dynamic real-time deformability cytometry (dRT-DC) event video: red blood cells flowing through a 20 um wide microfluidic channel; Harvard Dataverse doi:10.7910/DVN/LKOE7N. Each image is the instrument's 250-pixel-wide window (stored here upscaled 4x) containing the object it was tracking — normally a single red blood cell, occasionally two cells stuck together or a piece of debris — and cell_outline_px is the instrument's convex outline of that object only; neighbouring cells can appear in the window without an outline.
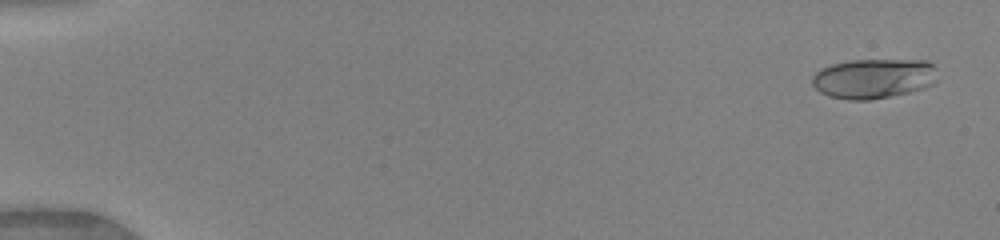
{"species": "human", "species_latin": "Homo sapiens", "temperature_condition": "warm", "stored_images_in_passage": 49, "camera_frame_rate_fps": 3000, "um_per_image_px": 0.085, "donor": {"sex": "female"}, "frame": {"image": 1, "passage_image": 2, "time_ms": 0.333, "image_size_px": [1000, 240], "cell_outline_px": [[936, 80], [932, 84], [924, 88], [892, 96], [868, 100], [848, 100], [828, 96], [820, 92], [812, 84], [812, 76], [820, 68], [832, 64], [852, 60], [928, 60], [936, 68]], "centroid_in_image_um": [74.25, 6.67], "position_along_channel_um": 10.8, "area_um2": 29.25}}
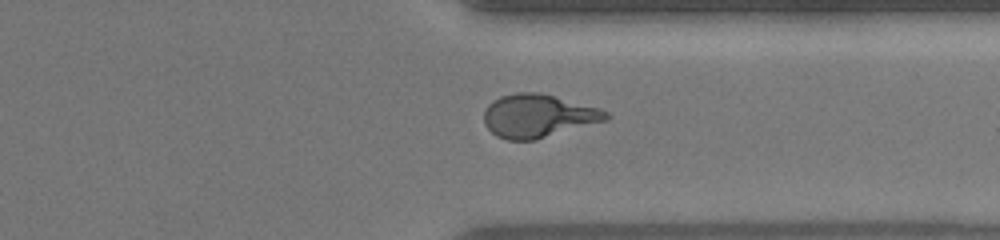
{"frame": {"image": 2, "passage_image": 39, "time_ms": 12.667, "image_size_px": [1000, 240], "cell_outline_px": [[612, 116], [608, 120], [536, 140], [508, 140], [496, 136], [484, 124], [484, 112], [488, 104], [492, 100], [500, 96], [516, 92], [536, 92], [600, 108], [608, 112]], "centroid_in_image_um": [45.74, 9.86], "position_along_channel_um": 365.7, "area_um2": 30.81}}
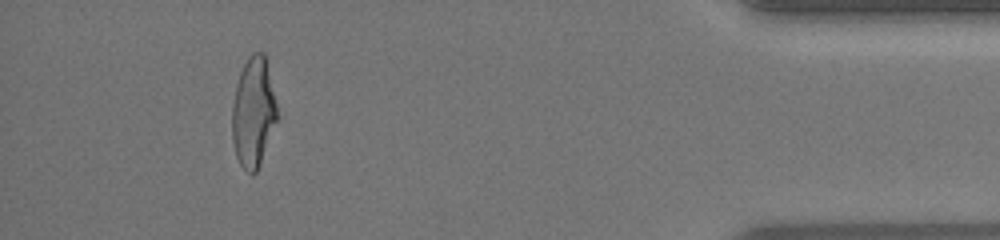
{"frame": {"image": 3, "passage_image": 46, "time_ms": 15.0, "image_size_px": [1000, 240], "cell_outline_px": [[280, 116], [260, 164], [256, 172], [252, 176], [240, 164], [236, 156], [232, 140], [232, 104], [236, 84], [240, 72], [248, 56], [252, 52], [264, 52]], "centroid_in_image_um": [21.55, 9.55], "position_along_channel_um": 413.6, "area_um2": 29.3}, "authors_computed_cell_mechanics": {"area_um2": 29.5358, "velocity_mm_per_s": 4.1535, "shape_relaxation_time_tau1_ms": 4.3215, "shape_relaxation_time_tau2_ms": 0.745, "deformation_change_tau1": 0.233, "deformation_change_tau2": 0.0848}}